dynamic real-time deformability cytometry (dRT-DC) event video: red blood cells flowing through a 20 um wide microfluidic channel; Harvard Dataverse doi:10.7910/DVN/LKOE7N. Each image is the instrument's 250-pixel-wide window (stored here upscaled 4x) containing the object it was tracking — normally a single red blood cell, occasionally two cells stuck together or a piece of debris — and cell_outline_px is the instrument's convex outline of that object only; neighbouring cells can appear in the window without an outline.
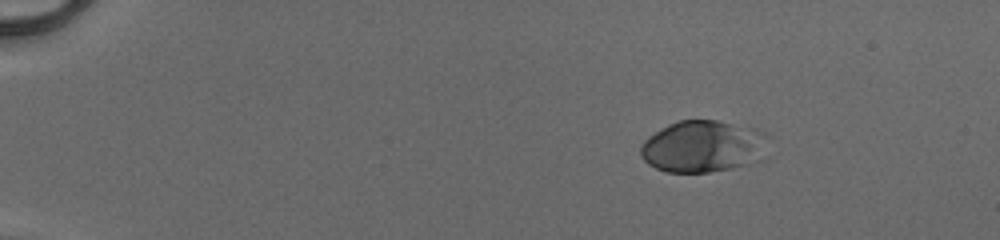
{"species": "human", "species_latin": "Homo sapiens", "temperature_condition": "cold", "stored_images_in_passage": 44, "camera_frame_rate_fps": 3000, "um_per_image_px": 0.085, "donor": {"sex": "male"}, "frame": {"image": 1, "passage_image": 1, "time_ms": 0.0, "image_size_px": [1000, 240], "cell_outline_px": [[772, 136], [768, 156], [764, 160], [752, 164], [732, 168], [708, 172], [668, 172], [656, 168], [648, 164], [640, 156], [640, 148], [644, 140], [648, 136], [668, 124], [680, 120], [716, 120], [756, 128]], "centroid_in_image_um": [59.89, 12.45], "position_along_channel_um": 25.1, "area_um2": 39.77}}
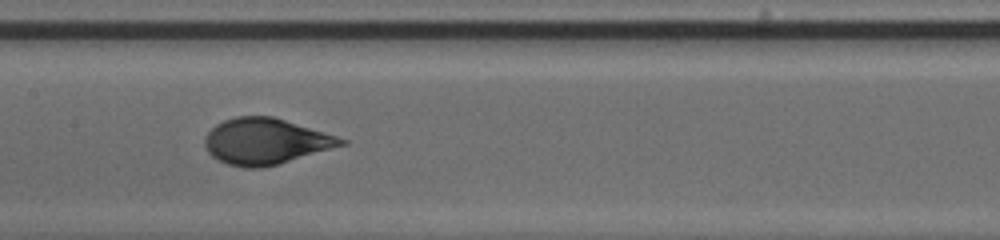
{"frame": {"image": 2, "passage_image": 21, "time_ms": 6.667, "image_size_px": [1000, 240], "cell_outline_px": [[348, 144], [276, 164], [260, 168], [244, 168], [228, 164], [212, 156], [208, 152], [204, 144], [204, 140], [208, 132], [216, 124], [224, 120], [236, 116], [272, 116], [336, 136], [348, 140]], "centroid_in_image_um": [22.55, 12.01], "position_along_channel_um": 184.8, "area_um2": 36.13}}
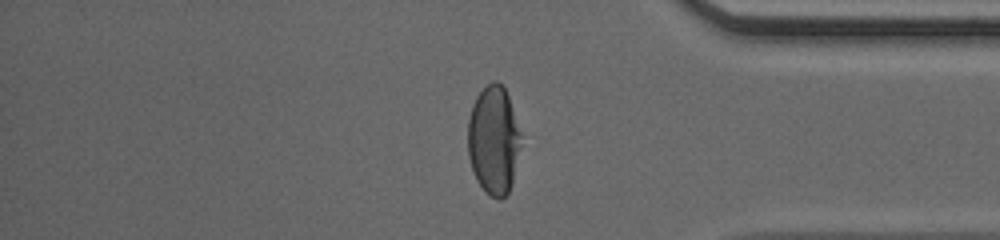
{"frame": {"image": 3, "passage_image": 37, "time_ms": 12.0, "image_size_px": [1000, 240], "cell_outline_px": [[520, 136], [512, 184], [508, 192], [500, 200], [484, 192], [476, 180], [468, 156], [468, 120], [472, 104], [476, 96], [492, 80], [496, 80], [504, 88], [508, 96], [520, 132]], "centroid_in_image_um": [41.92, 11.92], "position_along_channel_um": 393.3, "area_um2": 33.12}, "authors_computed_cell_mechanics": {"area_um2": 36.125, "velocity_mm_per_s": 4.1177, "shape_relaxation_time_tau1_ms": 3.8362, "shape_relaxation_time_tau2_ms": null, "deformation_change_tau1": 0.2143, "deformation_change_tau2": null}}